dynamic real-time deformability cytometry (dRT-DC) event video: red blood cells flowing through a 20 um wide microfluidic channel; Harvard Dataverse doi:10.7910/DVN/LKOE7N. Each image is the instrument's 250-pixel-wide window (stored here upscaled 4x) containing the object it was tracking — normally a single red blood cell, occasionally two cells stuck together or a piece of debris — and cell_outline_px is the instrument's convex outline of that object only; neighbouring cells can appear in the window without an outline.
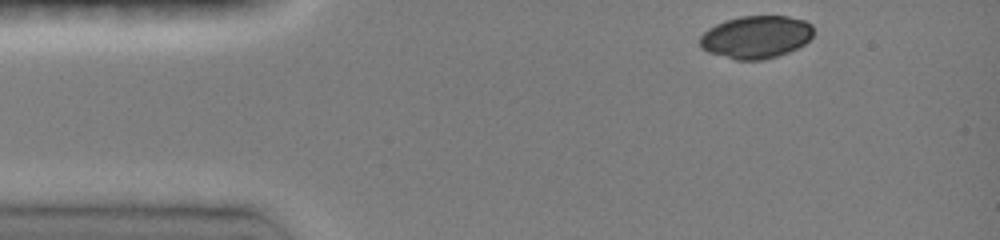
{"species": "common noctule bat (a hibernating species)", "species_latin": "Nyctalus noctula", "temperature_condition": "room temperature", "stored_images_in_passage": 36, "camera_frame_rate_fps": 3000, "um_per_image_px": 0.085, "animal": {"sex": "female", "body_mass_g": 19.0, "forearm_length_mm": 51.5}, "frame": {"image": 1, "passage_image": 1, "time_ms": 0.0, "image_size_px": [1000, 240], "cell_outline_px": [[812, 36], [804, 44], [788, 52], [776, 56], [760, 60], [736, 60], [708, 52], [700, 48], [700, 36], [708, 28], [724, 20], [740, 16], [788, 16], [804, 20], [812, 24]], "centroid_in_image_um": [64.24, 3.14], "position_along_channel_um": 20.8, "area_um2": 28.26}}
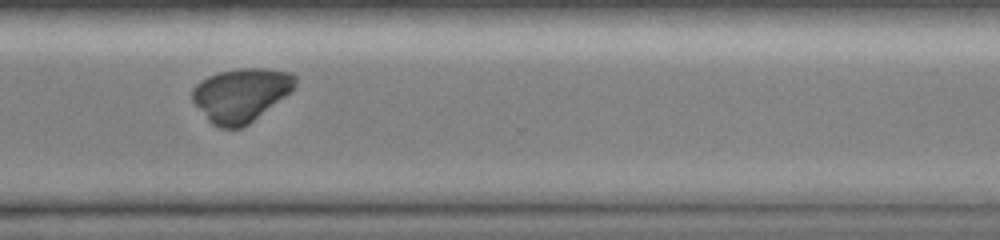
{"frame": {"image": 2, "passage_image": 30, "time_ms": 9.667, "image_size_px": [1000, 240], "cell_outline_px": [[296, 84], [284, 96], [248, 124], [240, 128], [220, 128], [212, 124], [208, 120], [192, 100], [192, 88], [200, 80], [208, 76], [220, 72], [240, 68], [264, 68], [292, 72], [296, 76]], "centroid_in_image_um": [20.45, 8.05], "position_along_channel_um": 350.2, "area_um2": 31.73}}
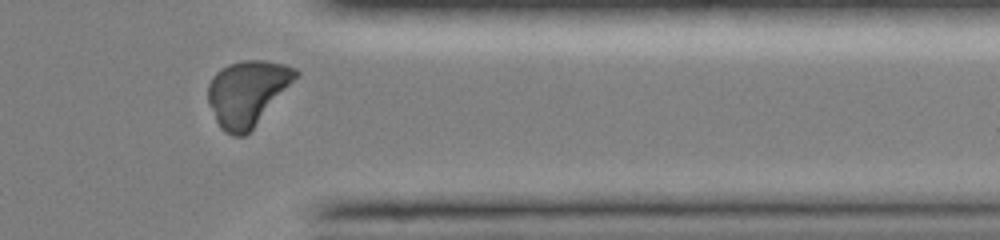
{"frame": {"image": 3, "passage_image": 33, "time_ms": 10.667, "image_size_px": [1000, 240], "cell_outline_px": [[300, 76], [252, 128], [244, 136], [232, 136], [224, 132], [220, 128], [208, 104], [208, 84], [212, 76], [220, 68], [228, 64], [240, 60], [264, 60], [284, 64], [296, 68], [300, 72]], "centroid_in_image_um": [21.03, 7.88], "position_along_channel_um": 390.4, "area_um2": 33.58}}